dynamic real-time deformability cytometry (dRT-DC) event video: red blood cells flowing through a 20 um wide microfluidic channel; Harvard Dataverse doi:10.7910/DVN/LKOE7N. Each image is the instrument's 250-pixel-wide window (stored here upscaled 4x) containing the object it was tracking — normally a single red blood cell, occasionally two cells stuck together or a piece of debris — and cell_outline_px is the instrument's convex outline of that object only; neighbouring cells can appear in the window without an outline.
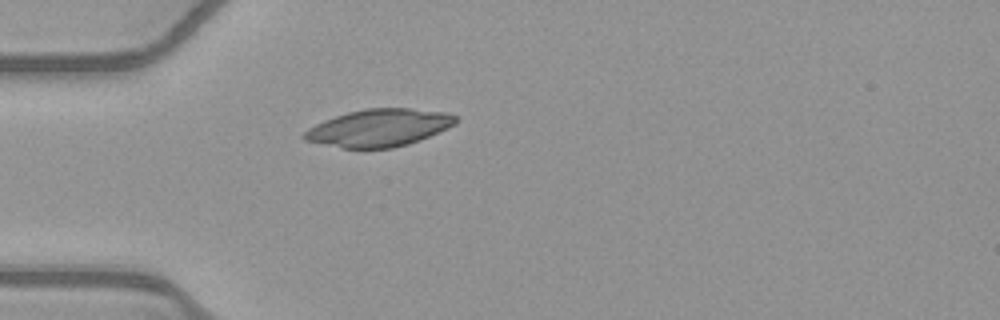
{"species": "common noctule bat (a hibernating species)", "species_latin": "Nyctalus noctula", "temperature_condition": "warm", "stored_images_in_passage": 39, "camera_frame_rate_fps": 3000, "um_per_image_px": 0.085, "animal": {"sex": "female", "body_mass_g": 21.9}, "frame": {"image": 1, "passage_image": 1, "time_ms": 0.0, "image_size_px": [1000, 320], "cell_outline_px": [[456, 124], [448, 128], [420, 140], [408, 144], [392, 148], [344, 148], [304, 140], [300, 136], [308, 128], [324, 120], [348, 112], [364, 108], [408, 108], [448, 112], [456, 116]], "centroid_in_image_um": [32.22, 10.86], "position_along_channel_um": 52.8, "area_um2": 33.0}}
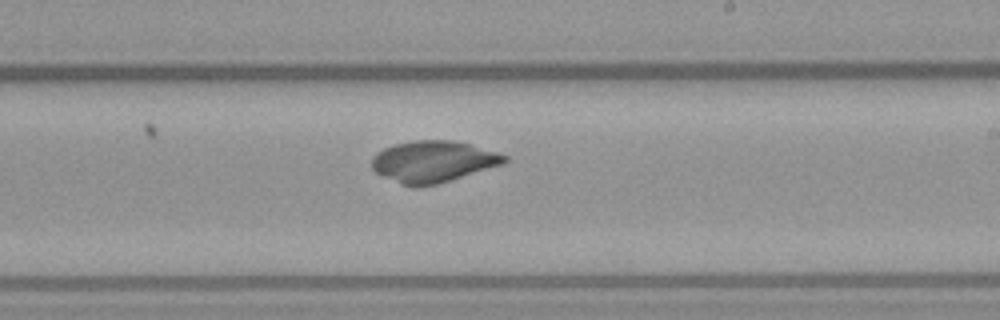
{"frame": {"image": 2, "passage_image": 17, "time_ms": 5.333, "image_size_px": [1000, 320], "cell_outline_px": [[508, 160], [504, 164], [436, 184], [416, 188], [412, 188], [400, 184], [376, 172], [372, 168], [372, 156], [376, 152], [384, 148], [396, 144], [416, 140], [456, 140], [496, 152], [508, 156]], "centroid_in_image_um": [36.81, 13.74], "position_along_channel_um": 252.2, "area_um2": 32.08}}
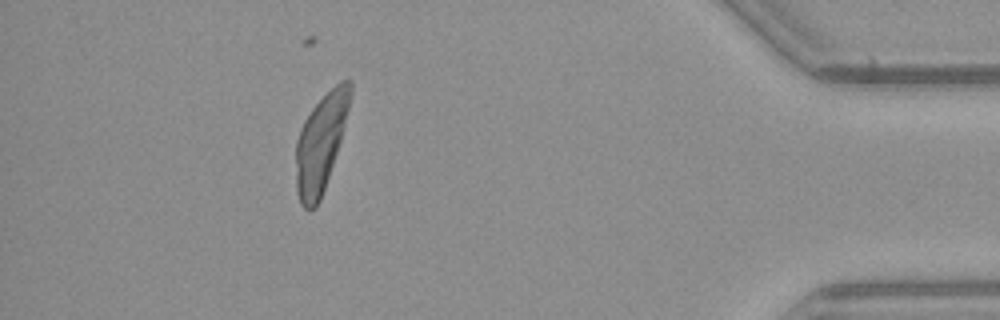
{"frame": {"image": 3, "passage_image": 33, "time_ms": 10.667, "image_size_px": [1000, 320], "cell_outline_px": [[352, 92], [344, 128], [320, 200], [316, 208], [308, 212], [300, 204], [296, 192], [296, 140], [300, 128], [304, 120], [312, 108], [340, 80], [352, 80]], "centroid_in_image_um": [27.24, 12.18], "position_along_channel_um": 408.0, "area_um2": 30.58}}